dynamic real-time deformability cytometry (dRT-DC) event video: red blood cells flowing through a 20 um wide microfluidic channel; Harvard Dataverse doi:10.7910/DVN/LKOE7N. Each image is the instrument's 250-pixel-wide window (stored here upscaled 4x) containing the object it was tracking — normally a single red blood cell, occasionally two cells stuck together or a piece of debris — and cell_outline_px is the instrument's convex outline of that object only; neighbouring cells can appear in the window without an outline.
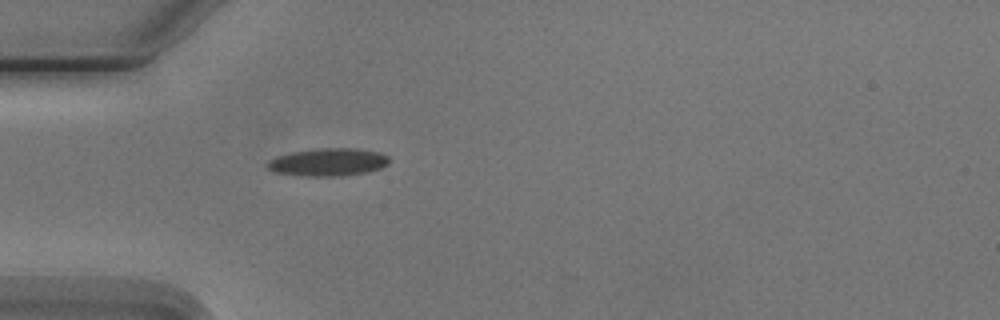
{"species": "Egyptian fruit bat (a non-hibernating species)", "species_latin": "Rousettus aegyptiacus", "temperature_condition": "cold", "stored_images_in_passage": 2, "camera_frame_rate_fps": 3000, "um_per_image_px": 0.085, "animal": {"sex": "male"}, "frame": {"image": 1, "passage_image": 2, "time_ms": 1.0, "image_size_px": [1000, 320], "cell_outline_px": [[388, 164], [380, 168], [364, 172], [340, 176], [304, 176], [276, 172], [268, 168], [268, 160], [276, 156], [292, 152], [320, 148], [356, 148], [380, 152], [388, 156]], "centroid_in_image_um": [27.89, 13.77], "position_along_channel_um": 57.1, "area_um2": 19.54}}